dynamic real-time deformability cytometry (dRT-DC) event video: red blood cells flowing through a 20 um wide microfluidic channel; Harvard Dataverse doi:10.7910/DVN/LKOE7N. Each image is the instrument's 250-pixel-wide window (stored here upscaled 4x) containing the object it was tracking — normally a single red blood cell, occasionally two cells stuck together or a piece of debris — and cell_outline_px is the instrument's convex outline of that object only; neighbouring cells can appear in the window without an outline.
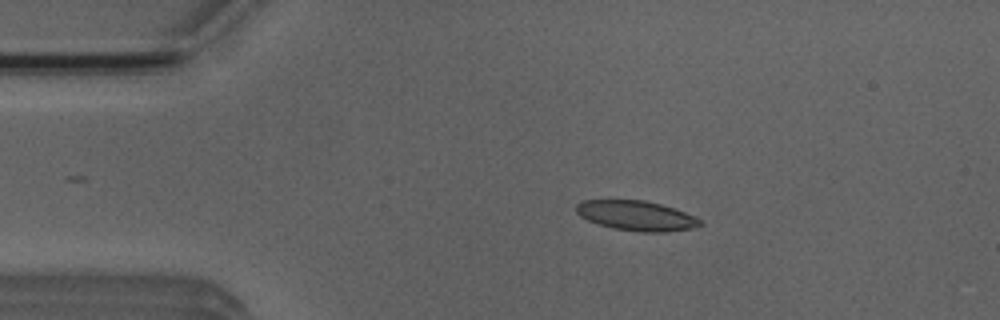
{"species": "Egyptian fruit bat (a non-hibernating species)", "species_latin": "Rousettus aegyptiacus", "temperature_condition": "room temperature", "stored_images_in_passage": 5, "camera_frame_rate_fps": 3000, "um_per_image_px": 0.085, "animal": {"sex": "male"}, "frame": {"image": 1, "passage_image": 2, "time_ms": 1.333, "image_size_px": [1000, 320], "cell_outline_px": [[704, 224], [692, 228], [668, 232], [640, 232], [612, 228], [588, 220], [580, 216], [576, 212], [576, 204], [584, 200], [644, 200], [660, 204], [684, 212], [700, 220]], "centroid_in_image_um": [54.07, 18.34], "position_along_channel_um": 30.9, "area_um2": 21.39}}
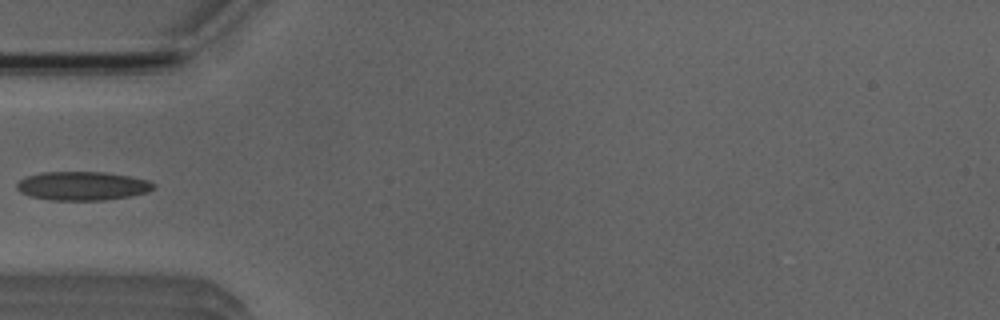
{"frame": {"image": 2, "passage_image": 4, "time_ms": 3.667, "image_size_px": [1000, 320], "cell_outline_px": [[156, 188], [148, 192], [128, 196], [104, 200], [48, 200], [28, 196], [20, 192], [16, 188], [16, 184], [20, 180], [28, 176], [44, 172], [104, 172], [128, 176], [148, 180], [156, 184]], "centroid_in_image_um": [7.0, 15.81], "position_along_channel_um": 78.0, "area_um2": 22.95}}